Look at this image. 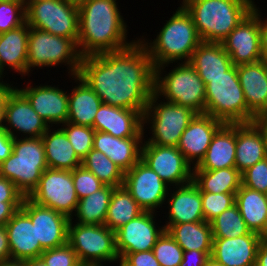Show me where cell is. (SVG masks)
Wrapping results in <instances>:
<instances>
[{"label": "cell", "instance_id": "6da1fadb", "mask_svg": "<svg viewBox=\"0 0 267 266\" xmlns=\"http://www.w3.org/2000/svg\"><path fill=\"white\" fill-rule=\"evenodd\" d=\"M129 47L82 57L79 76L104 104L146 111L154 93L155 68L138 38Z\"/></svg>", "mask_w": 267, "mask_h": 266}, {"label": "cell", "instance_id": "7a4b0ae2", "mask_svg": "<svg viewBox=\"0 0 267 266\" xmlns=\"http://www.w3.org/2000/svg\"><path fill=\"white\" fill-rule=\"evenodd\" d=\"M117 0H87L79 9L78 48L82 57L125 49L128 26Z\"/></svg>", "mask_w": 267, "mask_h": 266}, {"label": "cell", "instance_id": "3957f363", "mask_svg": "<svg viewBox=\"0 0 267 266\" xmlns=\"http://www.w3.org/2000/svg\"><path fill=\"white\" fill-rule=\"evenodd\" d=\"M139 40L145 46L154 68L180 61L189 62L193 51L202 42L191 16L181 4L153 41L149 42L144 35Z\"/></svg>", "mask_w": 267, "mask_h": 266}, {"label": "cell", "instance_id": "277c9868", "mask_svg": "<svg viewBox=\"0 0 267 266\" xmlns=\"http://www.w3.org/2000/svg\"><path fill=\"white\" fill-rule=\"evenodd\" d=\"M255 0H183L202 42L221 43L256 7Z\"/></svg>", "mask_w": 267, "mask_h": 266}, {"label": "cell", "instance_id": "5b68a950", "mask_svg": "<svg viewBox=\"0 0 267 266\" xmlns=\"http://www.w3.org/2000/svg\"><path fill=\"white\" fill-rule=\"evenodd\" d=\"M166 66L169 65L155 67L154 92L162 100L189 107L197 114H204L205 84L193 66L189 62H180L169 72L164 71Z\"/></svg>", "mask_w": 267, "mask_h": 266}, {"label": "cell", "instance_id": "8992f818", "mask_svg": "<svg viewBox=\"0 0 267 266\" xmlns=\"http://www.w3.org/2000/svg\"><path fill=\"white\" fill-rule=\"evenodd\" d=\"M48 168L41 137L14 138L12 154L0 164V176L15 184L28 197Z\"/></svg>", "mask_w": 267, "mask_h": 266}, {"label": "cell", "instance_id": "52a82bcc", "mask_svg": "<svg viewBox=\"0 0 267 266\" xmlns=\"http://www.w3.org/2000/svg\"><path fill=\"white\" fill-rule=\"evenodd\" d=\"M82 56L77 43L70 38L29 27L27 75L33 68L67 65L69 77L79 74ZM62 64V65H61Z\"/></svg>", "mask_w": 267, "mask_h": 266}, {"label": "cell", "instance_id": "ba28073f", "mask_svg": "<svg viewBox=\"0 0 267 266\" xmlns=\"http://www.w3.org/2000/svg\"><path fill=\"white\" fill-rule=\"evenodd\" d=\"M205 84V112L224 123H248V107L239 83L237 66L223 76L200 77Z\"/></svg>", "mask_w": 267, "mask_h": 266}, {"label": "cell", "instance_id": "9c48e42d", "mask_svg": "<svg viewBox=\"0 0 267 266\" xmlns=\"http://www.w3.org/2000/svg\"><path fill=\"white\" fill-rule=\"evenodd\" d=\"M159 99L154 92L143 114V129L145 131L148 125L152 134L143 144L177 147L181 135L197 113L189 107Z\"/></svg>", "mask_w": 267, "mask_h": 266}, {"label": "cell", "instance_id": "30bf717a", "mask_svg": "<svg viewBox=\"0 0 267 266\" xmlns=\"http://www.w3.org/2000/svg\"><path fill=\"white\" fill-rule=\"evenodd\" d=\"M68 244L76 252L83 266H106V263L112 262L118 264L120 259L116 249L115 232L104 224H74L70 219Z\"/></svg>", "mask_w": 267, "mask_h": 266}, {"label": "cell", "instance_id": "8fae6325", "mask_svg": "<svg viewBox=\"0 0 267 266\" xmlns=\"http://www.w3.org/2000/svg\"><path fill=\"white\" fill-rule=\"evenodd\" d=\"M26 23L50 34L78 42L79 9L65 0H43L25 8Z\"/></svg>", "mask_w": 267, "mask_h": 266}, {"label": "cell", "instance_id": "7c38bea8", "mask_svg": "<svg viewBox=\"0 0 267 266\" xmlns=\"http://www.w3.org/2000/svg\"><path fill=\"white\" fill-rule=\"evenodd\" d=\"M28 198L71 219L79 201L73 184L72 171L47 168Z\"/></svg>", "mask_w": 267, "mask_h": 266}, {"label": "cell", "instance_id": "4fadbf2b", "mask_svg": "<svg viewBox=\"0 0 267 266\" xmlns=\"http://www.w3.org/2000/svg\"><path fill=\"white\" fill-rule=\"evenodd\" d=\"M259 9L256 7L221 42L235 66L262 60L264 17Z\"/></svg>", "mask_w": 267, "mask_h": 266}, {"label": "cell", "instance_id": "5bb4252c", "mask_svg": "<svg viewBox=\"0 0 267 266\" xmlns=\"http://www.w3.org/2000/svg\"><path fill=\"white\" fill-rule=\"evenodd\" d=\"M123 186L144 211L157 213V209L166 207L170 186L141 159L125 172Z\"/></svg>", "mask_w": 267, "mask_h": 266}, {"label": "cell", "instance_id": "9a60e30c", "mask_svg": "<svg viewBox=\"0 0 267 266\" xmlns=\"http://www.w3.org/2000/svg\"><path fill=\"white\" fill-rule=\"evenodd\" d=\"M141 160L169 186H181L193 180V167L175 146L142 144Z\"/></svg>", "mask_w": 267, "mask_h": 266}, {"label": "cell", "instance_id": "2e32d148", "mask_svg": "<svg viewBox=\"0 0 267 266\" xmlns=\"http://www.w3.org/2000/svg\"><path fill=\"white\" fill-rule=\"evenodd\" d=\"M21 209L36 227V243L42 250L57 248L68 243L70 218L51 208L41 206L24 197Z\"/></svg>", "mask_w": 267, "mask_h": 266}, {"label": "cell", "instance_id": "e0dca14e", "mask_svg": "<svg viewBox=\"0 0 267 266\" xmlns=\"http://www.w3.org/2000/svg\"><path fill=\"white\" fill-rule=\"evenodd\" d=\"M157 215L156 212L144 211L115 231L116 249L119 258L127 253L153 249L158 238L165 231L164 225L159 226L155 222L157 219L154 218H157Z\"/></svg>", "mask_w": 267, "mask_h": 266}, {"label": "cell", "instance_id": "ac0fdd59", "mask_svg": "<svg viewBox=\"0 0 267 266\" xmlns=\"http://www.w3.org/2000/svg\"><path fill=\"white\" fill-rule=\"evenodd\" d=\"M48 128L27 98L15 88L5 104L3 129L12 138H19L21 132V138H37L42 137Z\"/></svg>", "mask_w": 267, "mask_h": 266}, {"label": "cell", "instance_id": "d6986e66", "mask_svg": "<svg viewBox=\"0 0 267 266\" xmlns=\"http://www.w3.org/2000/svg\"><path fill=\"white\" fill-rule=\"evenodd\" d=\"M28 82L26 87H16L30 102L38 115L52 127L60 126L68 119V92L57 85L40 84L34 86ZM30 86H29V85Z\"/></svg>", "mask_w": 267, "mask_h": 266}, {"label": "cell", "instance_id": "ffe728a7", "mask_svg": "<svg viewBox=\"0 0 267 266\" xmlns=\"http://www.w3.org/2000/svg\"><path fill=\"white\" fill-rule=\"evenodd\" d=\"M223 124V121L208 114H196L190 121L177 148L192 167L197 166L204 158L213 136Z\"/></svg>", "mask_w": 267, "mask_h": 266}, {"label": "cell", "instance_id": "44dd1931", "mask_svg": "<svg viewBox=\"0 0 267 266\" xmlns=\"http://www.w3.org/2000/svg\"><path fill=\"white\" fill-rule=\"evenodd\" d=\"M94 129L118 138L146 137L144 134L147 133L143 129V114L140 111L104 103L96 113Z\"/></svg>", "mask_w": 267, "mask_h": 266}, {"label": "cell", "instance_id": "7402d4cb", "mask_svg": "<svg viewBox=\"0 0 267 266\" xmlns=\"http://www.w3.org/2000/svg\"><path fill=\"white\" fill-rule=\"evenodd\" d=\"M263 239L251 231L235 238H213L211 257L224 266H254Z\"/></svg>", "mask_w": 267, "mask_h": 266}, {"label": "cell", "instance_id": "603a6c76", "mask_svg": "<svg viewBox=\"0 0 267 266\" xmlns=\"http://www.w3.org/2000/svg\"><path fill=\"white\" fill-rule=\"evenodd\" d=\"M11 260L37 259L43 250L36 243V227L30 217L20 208L5 225Z\"/></svg>", "mask_w": 267, "mask_h": 266}, {"label": "cell", "instance_id": "cb8c5ba5", "mask_svg": "<svg viewBox=\"0 0 267 266\" xmlns=\"http://www.w3.org/2000/svg\"><path fill=\"white\" fill-rule=\"evenodd\" d=\"M237 75L248 107V123L267 111V63L260 60L255 63L237 66Z\"/></svg>", "mask_w": 267, "mask_h": 266}, {"label": "cell", "instance_id": "d4e9b609", "mask_svg": "<svg viewBox=\"0 0 267 266\" xmlns=\"http://www.w3.org/2000/svg\"><path fill=\"white\" fill-rule=\"evenodd\" d=\"M170 190L165 202V205L168 203V221L164 225L204 221L201 192L193 181Z\"/></svg>", "mask_w": 267, "mask_h": 266}, {"label": "cell", "instance_id": "484cf974", "mask_svg": "<svg viewBox=\"0 0 267 266\" xmlns=\"http://www.w3.org/2000/svg\"><path fill=\"white\" fill-rule=\"evenodd\" d=\"M145 137L118 138L95 131L93 149L101 151L125 173L140 159Z\"/></svg>", "mask_w": 267, "mask_h": 266}, {"label": "cell", "instance_id": "4316f807", "mask_svg": "<svg viewBox=\"0 0 267 266\" xmlns=\"http://www.w3.org/2000/svg\"><path fill=\"white\" fill-rule=\"evenodd\" d=\"M236 123H224L215 133L201 162L193 169L218 170L235 167Z\"/></svg>", "mask_w": 267, "mask_h": 266}, {"label": "cell", "instance_id": "83f0119b", "mask_svg": "<svg viewBox=\"0 0 267 266\" xmlns=\"http://www.w3.org/2000/svg\"><path fill=\"white\" fill-rule=\"evenodd\" d=\"M235 168L242 174L267 157L262 133L253 122L236 123Z\"/></svg>", "mask_w": 267, "mask_h": 266}, {"label": "cell", "instance_id": "f1b7e54d", "mask_svg": "<svg viewBox=\"0 0 267 266\" xmlns=\"http://www.w3.org/2000/svg\"><path fill=\"white\" fill-rule=\"evenodd\" d=\"M72 78L76 85L68 91L67 122L94 129L95 116L103 102L79 75Z\"/></svg>", "mask_w": 267, "mask_h": 266}, {"label": "cell", "instance_id": "f546056e", "mask_svg": "<svg viewBox=\"0 0 267 266\" xmlns=\"http://www.w3.org/2000/svg\"><path fill=\"white\" fill-rule=\"evenodd\" d=\"M29 26L23 25L0 34V65L5 69L27 76V48Z\"/></svg>", "mask_w": 267, "mask_h": 266}, {"label": "cell", "instance_id": "4dcf8cb0", "mask_svg": "<svg viewBox=\"0 0 267 266\" xmlns=\"http://www.w3.org/2000/svg\"><path fill=\"white\" fill-rule=\"evenodd\" d=\"M235 203L247 228L267 238V194L241 185L235 194Z\"/></svg>", "mask_w": 267, "mask_h": 266}, {"label": "cell", "instance_id": "1f68e13d", "mask_svg": "<svg viewBox=\"0 0 267 266\" xmlns=\"http://www.w3.org/2000/svg\"><path fill=\"white\" fill-rule=\"evenodd\" d=\"M41 138L48 168L72 171L81 166L82 160L76 155L65 132L59 126L58 129L49 127Z\"/></svg>", "mask_w": 267, "mask_h": 266}, {"label": "cell", "instance_id": "d6a6232c", "mask_svg": "<svg viewBox=\"0 0 267 266\" xmlns=\"http://www.w3.org/2000/svg\"><path fill=\"white\" fill-rule=\"evenodd\" d=\"M189 63L199 77L223 76L234 66L222 43L214 42H201L193 51Z\"/></svg>", "mask_w": 267, "mask_h": 266}, {"label": "cell", "instance_id": "836d02e7", "mask_svg": "<svg viewBox=\"0 0 267 266\" xmlns=\"http://www.w3.org/2000/svg\"><path fill=\"white\" fill-rule=\"evenodd\" d=\"M183 251L212 253L213 236L211 224L206 221L164 225Z\"/></svg>", "mask_w": 267, "mask_h": 266}, {"label": "cell", "instance_id": "e575fe53", "mask_svg": "<svg viewBox=\"0 0 267 266\" xmlns=\"http://www.w3.org/2000/svg\"><path fill=\"white\" fill-rule=\"evenodd\" d=\"M200 192L236 193L242 185V174L235 168L218 170L193 169V180Z\"/></svg>", "mask_w": 267, "mask_h": 266}, {"label": "cell", "instance_id": "d590c367", "mask_svg": "<svg viewBox=\"0 0 267 266\" xmlns=\"http://www.w3.org/2000/svg\"><path fill=\"white\" fill-rule=\"evenodd\" d=\"M143 212L144 210L123 185L115 187L110 198L104 225L115 232Z\"/></svg>", "mask_w": 267, "mask_h": 266}, {"label": "cell", "instance_id": "8d00e7d4", "mask_svg": "<svg viewBox=\"0 0 267 266\" xmlns=\"http://www.w3.org/2000/svg\"><path fill=\"white\" fill-rule=\"evenodd\" d=\"M115 187L105 185L100 190L93 192L78 201L74 223L103 225L106 220L110 198Z\"/></svg>", "mask_w": 267, "mask_h": 266}, {"label": "cell", "instance_id": "74e56055", "mask_svg": "<svg viewBox=\"0 0 267 266\" xmlns=\"http://www.w3.org/2000/svg\"><path fill=\"white\" fill-rule=\"evenodd\" d=\"M81 165L91 171L104 185H123L125 173L101 151L92 148L82 159Z\"/></svg>", "mask_w": 267, "mask_h": 266}, {"label": "cell", "instance_id": "f35d334b", "mask_svg": "<svg viewBox=\"0 0 267 266\" xmlns=\"http://www.w3.org/2000/svg\"><path fill=\"white\" fill-rule=\"evenodd\" d=\"M213 238H235L250 232L235 203L211 222Z\"/></svg>", "mask_w": 267, "mask_h": 266}, {"label": "cell", "instance_id": "ab89813d", "mask_svg": "<svg viewBox=\"0 0 267 266\" xmlns=\"http://www.w3.org/2000/svg\"><path fill=\"white\" fill-rule=\"evenodd\" d=\"M66 134L76 155L82 160L93 148L95 129L66 122L60 127Z\"/></svg>", "mask_w": 267, "mask_h": 266}, {"label": "cell", "instance_id": "60d3db41", "mask_svg": "<svg viewBox=\"0 0 267 266\" xmlns=\"http://www.w3.org/2000/svg\"><path fill=\"white\" fill-rule=\"evenodd\" d=\"M161 266H179L183 259V249L174 238L164 231L152 249Z\"/></svg>", "mask_w": 267, "mask_h": 266}, {"label": "cell", "instance_id": "b9f144b4", "mask_svg": "<svg viewBox=\"0 0 267 266\" xmlns=\"http://www.w3.org/2000/svg\"><path fill=\"white\" fill-rule=\"evenodd\" d=\"M236 193L201 192L204 221L211 222L224 210L235 204Z\"/></svg>", "mask_w": 267, "mask_h": 266}, {"label": "cell", "instance_id": "7bdbcfd3", "mask_svg": "<svg viewBox=\"0 0 267 266\" xmlns=\"http://www.w3.org/2000/svg\"><path fill=\"white\" fill-rule=\"evenodd\" d=\"M26 22L25 6L21 2H0V34Z\"/></svg>", "mask_w": 267, "mask_h": 266}, {"label": "cell", "instance_id": "ee69618b", "mask_svg": "<svg viewBox=\"0 0 267 266\" xmlns=\"http://www.w3.org/2000/svg\"><path fill=\"white\" fill-rule=\"evenodd\" d=\"M72 177L79 200L105 186L91 171L82 165L72 170Z\"/></svg>", "mask_w": 267, "mask_h": 266}, {"label": "cell", "instance_id": "f6af8a7d", "mask_svg": "<svg viewBox=\"0 0 267 266\" xmlns=\"http://www.w3.org/2000/svg\"><path fill=\"white\" fill-rule=\"evenodd\" d=\"M39 258L47 266H83L76 252L68 243L57 248L44 250Z\"/></svg>", "mask_w": 267, "mask_h": 266}, {"label": "cell", "instance_id": "bcb514c9", "mask_svg": "<svg viewBox=\"0 0 267 266\" xmlns=\"http://www.w3.org/2000/svg\"><path fill=\"white\" fill-rule=\"evenodd\" d=\"M242 185L267 194V157L242 173Z\"/></svg>", "mask_w": 267, "mask_h": 266}, {"label": "cell", "instance_id": "7dc6e473", "mask_svg": "<svg viewBox=\"0 0 267 266\" xmlns=\"http://www.w3.org/2000/svg\"><path fill=\"white\" fill-rule=\"evenodd\" d=\"M120 260L126 266H161L152 250L127 253Z\"/></svg>", "mask_w": 267, "mask_h": 266}, {"label": "cell", "instance_id": "c3c4849f", "mask_svg": "<svg viewBox=\"0 0 267 266\" xmlns=\"http://www.w3.org/2000/svg\"><path fill=\"white\" fill-rule=\"evenodd\" d=\"M24 197L14 183L0 176V202H23Z\"/></svg>", "mask_w": 267, "mask_h": 266}, {"label": "cell", "instance_id": "681fc988", "mask_svg": "<svg viewBox=\"0 0 267 266\" xmlns=\"http://www.w3.org/2000/svg\"><path fill=\"white\" fill-rule=\"evenodd\" d=\"M210 256L211 253H204L203 251H184L183 259L179 266H205Z\"/></svg>", "mask_w": 267, "mask_h": 266}, {"label": "cell", "instance_id": "f907efd6", "mask_svg": "<svg viewBox=\"0 0 267 266\" xmlns=\"http://www.w3.org/2000/svg\"><path fill=\"white\" fill-rule=\"evenodd\" d=\"M14 138L3 128L0 129V164L5 161L13 152Z\"/></svg>", "mask_w": 267, "mask_h": 266}, {"label": "cell", "instance_id": "816d5d0a", "mask_svg": "<svg viewBox=\"0 0 267 266\" xmlns=\"http://www.w3.org/2000/svg\"><path fill=\"white\" fill-rule=\"evenodd\" d=\"M21 205L22 202H0V226L6 225Z\"/></svg>", "mask_w": 267, "mask_h": 266}, {"label": "cell", "instance_id": "f5cc1de1", "mask_svg": "<svg viewBox=\"0 0 267 266\" xmlns=\"http://www.w3.org/2000/svg\"><path fill=\"white\" fill-rule=\"evenodd\" d=\"M11 260L7 231L4 226H0V262Z\"/></svg>", "mask_w": 267, "mask_h": 266}, {"label": "cell", "instance_id": "db71d44e", "mask_svg": "<svg viewBox=\"0 0 267 266\" xmlns=\"http://www.w3.org/2000/svg\"><path fill=\"white\" fill-rule=\"evenodd\" d=\"M13 84L0 86V129L4 126L5 104L11 92L16 88ZM12 86V87H11Z\"/></svg>", "mask_w": 267, "mask_h": 266}, {"label": "cell", "instance_id": "11a10c76", "mask_svg": "<svg viewBox=\"0 0 267 266\" xmlns=\"http://www.w3.org/2000/svg\"><path fill=\"white\" fill-rule=\"evenodd\" d=\"M262 133L267 148V111L256 115L252 121Z\"/></svg>", "mask_w": 267, "mask_h": 266}, {"label": "cell", "instance_id": "9f6ffc18", "mask_svg": "<svg viewBox=\"0 0 267 266\" xmlns=\"http://www.w3.org/2000/svg\"><path fill=\"white\" fill-rule=\"evenodd\" d=\"M256 263L259 266H267V238H264L258 246Z\"/></svg>", "mask_w": 267, "mask_h": 266}, {"label": "cell", "instance_id": "6f0895ef", "mask_svg": "<svg viewBox=\"0 0 267 266\" xmlns=\"http://www.w3.org/2000/svg\"><path fill=\"white\" fill-rule=\"evenodd\" d=\"M262 60L267 63V18L263 19V32H262Z\"/></svg>", "mask_w": 267, "mask_h": 266}, {"label": "cell", "instance_id": "680465c9", "mask_svg": "<svg viewBox=\"0 0 267 266\" xmlns=\"http://www.w3.org/2000/svg\"><path fill=\"white\" fill-rule=\"evenodd\" d=\"M24 266H47L40 258L23 261Z\"/></svg>", "mask_w": 267, "mask_h": 266}, {"label": "cell", "instance_id": "91938a15", "mask_svg": "<svg viewBox=\"0 0 267 266\" xmlns=\"http://www.w3.org/2000/svg\"><path fill=\"white\" fill-rule=\"evenodd\" d=\"M0 266H24L22 261L8 260L5 262H0Z\"/></svg>", "mask_w": 267, "mask_h": 266}, {"label": "cell", "instance_id": "94428289", "mask_svg": "<svg viewBox=\"0 0 267 266\" xmlns=\"http://www.w3.org/2000/svg\"><path fill=\"white\" fill-rule=\"evenodd\" d=\"M205 266H224L220 262L216 261L213 257H209L206 261Z\"/></svg>", "mask_w": 267, "mask_h": 266}, {"label": "cell", "instance_id": "6125c7cd", "mask_svg": "<svg viewBox=\"0 0 267 266\" xmlns=\"http://www.w3.org/2000/svg\"><path fill=\"white\" fill-rule=\"evenodd\" d=\"M6 71H4V69L1 67L0 65V86H3V85H6V84H9L7 83V81H3V78H5V76L7 75V72L5 73ZM6 74V75H4ZM4 75V76H3Z\"/></svg>", "mask_w": 267, "mask_h": 266}, {"label": "cell", "instance_id": "be15d7a7", "mask_svg": "<svg viewBox=\"0 0 267 266\" xmlns=\"http://www.w3.org/2000/svg\"><path fill=\"white\" fill-rule=\"evenodd\" d=\"M65 1H68L69 3L75 4L77 6H80L84 1H87V0H65Z\"/></svg>", "mask_w": 267, "mask_h": 266}, {"label": "cell", "instance_id": "e7e4bbea", "mask_svg": "<svg viewBox=\"0 0 267 266\" xmlns=\"http://www.w3.org/2000/svg\"><path fill=\"white\" fill-rule=\"evenodd\" d=\"M38 1H43V0H23V4L25 6V8L30 4V3H35Z\"/></svg>", "mask_w": 267, "mask_h": 266}, {"label": "cell", "instance_id": "03108f58", "mask_svg": "<svg viewBox=\"0 0 267 266\" xmlns=\"http://www.w3.org/2000/svg\"><path fill=\"white\" fill-rule=\"evenodd\" d=\"M3 1H15V2H21L23 4V0H0V2H3Z\"/></svg>", "mask_w": 267, "mask_h": 266}, {"label": "cell", "instance_id": "003e7915", "mask_svg": "<svg viewBox=\"0 0 267 266\" xmlns=\"http://www.w3.org/2000/svg\"><path fill=\"white\" fill-rule=\"evenodd\" d=\"M119 266H126L120 259L118 260Z\"/></svg>", "mask_w": 267, "mask_h": 266}]
</instances>
